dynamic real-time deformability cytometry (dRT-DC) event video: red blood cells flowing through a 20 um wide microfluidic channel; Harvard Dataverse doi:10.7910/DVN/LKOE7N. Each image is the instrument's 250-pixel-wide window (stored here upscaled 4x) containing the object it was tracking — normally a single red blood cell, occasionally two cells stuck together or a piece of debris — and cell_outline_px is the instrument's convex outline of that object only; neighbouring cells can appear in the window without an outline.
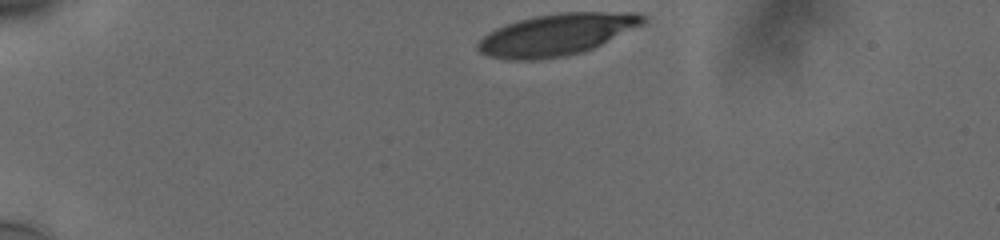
{"species": "human", "species_latin": "Homo sapiens", "temperature_condition": "cold", "stored_images_in_passage": 37, "camera_frame_rate_fps": 3000, "um_per_image_px": 0.085, "donor": {"sex": "male"}, "frame": {"image": 1, "passage_image": 1, "time_ms": 0.0, "image_size_px": [1000, 240], "cell_outline_px": [[648, 20], [644, 24], [584, 52], [564, 56], [532, 60], [508, 60], [488, 56], [480, 52], [476, 48], [476, 44], [488, 32], [496, 28], [516, 20], [536, 16], [560, 12], [636, 12], [648, 16]], "centroid_in_image_um": [47.33, 2.93], "position_along_channel_um": 37.7, "area_um2": 40.34}}
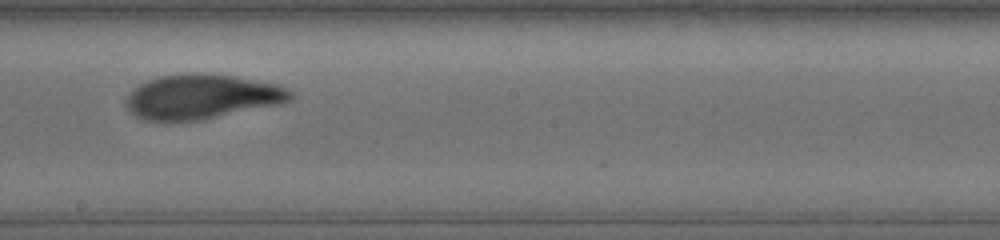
{"frame": {"image": 2, "passage_image": 22, "time_ms": 7.0, "image_size_px": [1000, 240], "cell_outline_px": [[296, 96], [292, 100], [280, 104], [200, 120], [144, 120], [136, 116], [124, 104], [124, 100], [132, 88], [148, 80], [160, 76], [192, 72], [232, 76], [280, 84], [288, 88]], "centroid_in_image_um": [17.17, 8.21], "position_along_channel_um": 231.0, "area_um2": 42.89}}
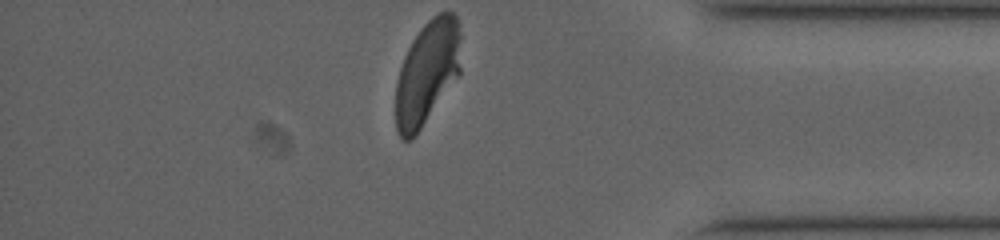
{"frame": {"image": 3, "passage_image": 37, "time_ms": 12.0, "image_size_px": [1000, 240], "cell_outline_px": [[460, 72], [412, 140], [400, 140], [396, 132], [396, 80], [404, 56], [412, 40], [420, 28], [432, 16], [440, 12], [452, 12], [456, 16], [460, 24]], "centroid_in_image_um": [36.29, 6.15], "position_along_channel_um": 398.9, "area_um2": 39.42}, "authors_computed_cell_mechanics": {"area_um2": 42.5408, "velocity_mm_per_s": 3.7274, "shape_relaxation_time_tau1_ms": 3.7403, "shape_relaxation_time_tau2_ms": 0.8494, "deformation_change_tau1": 0.1742, "deformation_change_tau2": 0.0698}}